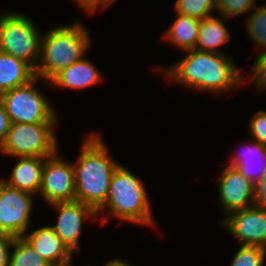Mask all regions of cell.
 Masks as SVG:
<instances>
[{"label": "cell", "instance_id": "6da1fadb", "mask_svg": "<svg viewBox=\"0 0 266 266\" xmlns=\"http://www.w3.org/2000/svg\"><path fill=\"white\" fill-rule=\"evenodd\" d=\"M185 56L162 71L168 81L181 84L199 92H209L219 96L247 84L233 59L227 54L204 52L196 49L186 50ZM231 89V90H230Z\"/></svg>", "mask_w": 266, "mask_h": 266}, {"label": "cell", "instance_id": "7a4b0ae2", "mask_svg": "<svg viewBox=\"0 0 266 266\" xmlns=\"http://www.w3.org/2000/svg\"><path fill=\"white\" fill-rule=\"evenodd\" d=\"M81 144L79 157L73 162L76 200L97 212L107 200L112 176L120 163L109 154L99 132L87 133Z\"/></svg>", "mask_w": 266, "mask_h": 266}, {"label": "cell", "instance_id": "3957f363", "mask_svg": "<svg viewBox=\"0 0 266 266\" xmlns=\"http://www.w3.org/2000/svg\"><path fill=\"white\" fill-rule=\"evenodd\" d=\"M147 194L146 186L140 178L120 164L112 176L107 200L97 211L98 218H101L98 219L100 224H105L108 217L113 216L120 220L118 225L120 222H125L155 226L153 209Z\"/></svg>", "mask_w": 266, "mask_h": 266}, {"label": "cell", "instance_id": "277c9868", "mask_svg": "<svg viewBox=\"0 0 266 266\" xmlns=\"http://www.w3.org/2000/svg\"><path fill=\"white\" fill-rule=\"evenodd\" d=\"M88 27L80 20L73 24L51 27L42 34L40 60L35 75L50 81L62 69L82 59L92 47Z\"/></svg>", "mask_w": 266, "mask_h": 266}, {"label": "cell", "instance_id": "5b68a950", "mask_svg": "<svg viewBox=\"0 0 266 266\" xmlns=\"http://www.w3.org/2000/svg\"><path fill=\"white\" fill-rule=\"evenodd\" d=\"M27 15L17 11L0 14V51L36 70L40 60L42 33Z\"/></svg>", "mask_w": 266, "mask_h": 266}, {"label": "cell", "instance_id": "8992f818", "mask_svg": "<svg viewBox=\"0 0 266 266\" xmlns=\"http://www.w3.org/2000/svg\"><path fill=\"white\" fill-rule=\"evenodd\" d=\"M57 123H10L0 154L9 157H50L59 149Z\"/></svg>", "mask_w": 266, "mask_h": 266}, {"label": "cell", "instance_id": "52a82bcc", "mask_svg": "<svg viewBox=\"0 0 266 266\" xmlns=\"http://www.w3.org/2000/svg\"><path fill=\"white\" fill-rule=\"evenodd\" d=\"M35 77L25 85L0 94L11 123H57L58 114L37 85Z\"/></svg>", "mask_w": 266, "mask_h": 266}, {"label": "cell", "instance_id": "ba28073f", "mask_svg": "<svg viewBox=\"0 0 266 266\" xmlns=\"http://www.w3.org/2000/svg\"><path fill=\"white\" fill-rule=\"evenodd\" d=\"M34 195L9 186L0 178V233L22 237L29 229Z\"/></svg>", "mask_w": 266, "mask_h": 266}, {"label": "cell", "instance_id": "9c48e42d", "mask_svg": "<svg viewBox=\"0 0 266 266\" xmlns=\"http://www.w3.org/2000/svg\"><path fill=\"white\" fill-rule=\"evenodd\" d=\"M39 194L49 205L76 200L73 162L61 157L59 150L45 160Z\"/></svg>", "mask_w": 266, "mask_h": 266}, {"label": "cell", "instance_id": "30bf717a", "mask_svg": "<svg viewBox=\"0 0 266 266\" xmlns=\"http://www.w3.org/2000/svg\"><path fill=\"white\" fill-rule=\"evenodd\" d=\"M240 245L266 249V209L253 205L229 213L220 224Z\"/></svg>", "mask_w": 266, "mask_h": 266}, {"label": "cell", "instance_id": "8fae6325", "mask_svg": "<svg viewBox=\"0 0 266 266\" xmlns=\"http://www.w3.org/2000/svg\"><path fill=\"white\" fill-rule=\"evenodd\" d=\"M217 180L218 198L226 217L229 213L254 205L255 183L237 168L221 164Z\"/></svg>", "mask_w": 266, "mask_h": 266}, {"label": "cell", "instance_id": "7c38bea8", "mask_svg": "<svg viewBox=\"0 0 266 266\" xmlns=\"http://www.w3.org/2000/svg\"><path fill=\"white\" fill-rule=\"evenodd\" d=\"M49 206L58 214L55 225L51 224L55 233L73 254L80 252L79 240L83 232V223L87 219L98 218L97 212L91 206L77 200Z\"/></svg>", "mask_w": 266, "mask_h": 266}, {"label": "cell", "instance_id": "4fadbf2b", "mask_svg": "<svg viewBox=\"0 0 266 266\" xmlns=\"http://www.w3.org/2000/svg\"><path fill=\"white\" fill-rule=\"evenodd\" d=\"M52 266H71L73 253L55 233L51 225L30 229L22 236Z\"/></svg>", "mask_w": 266, "mask_h": 266}, {"label": "cell", "instance_id": "5bb4252c", "mask_svg": "<svg viewBox=\"0 0 266 266\" xmlns=\"http://www.w3.org/2000/svg\"><path fill=\"white\" fill-rule=\"evenodd\" d=\"M102 72L85 56L62 69L50 81H46L53 89H84L97 85L103 80Z\"/></svg>", "mask_w": 266, "mask_h": 266}, {"label": "cell", "instance_id": "9a60e30c", "mask_svg": "<svg viewBox=\"0 0 266 266\" xmlns=\"http://www.w3.org/2000/svg\"><path fill=\"white\" fill-rule=\"evenodd\" d=\"M17 162L9 177L2 180L9 186L34 196L39 195L42 171L47 157H15Z\"/></svg>", "mask_w": 266, "mask_h": 266}, {"label": "cell", "instance_id": "2e32d148", "mask_svg": "<svg viewBox=\"0 0 266 266\" xmlns=\"http://www.w3.org/2000/svg\"><path fill=\"white\" fill-rule=\"evenodd\" d=\"M231 152L230 166L237 168L246 178L256 183L266 173V146L250 140Z\"/></svg>", "mask_w": 266, "mask_h": 266}, {"label": "cell", "instance_id": "e0dca14e", "mask_svg": "<svg viewBox=\"0 0 266 266\" xmlns=\"http://www.w3.org/2000/svg\"><path fill=\"white\" fill-rule=\"evenodd\" d=\"M227 19L228 18L221 15H213L200 20L198 40L195 49L204 52L226 54L219 48L231 39L230 32L228 31L230 24L227 23V25H225L226 23H224Z\"/></svg>", "mask_w": 266, "mask_h": 266}, {"label": "cell", "instance_id": "ac0fdd59", "mask_svg": "<svg viewBox=\"0 0 266 266\" xmlns=\"http://www.w3.org/2000/svg\"><path fill=\"white\" fill-rule=\"evenodd\" d=\"M35 70L23 60L0 51V94L27 84Z\"/></svg>", "mask_w": 266, "mask_h": 266}, {"label": "cell", "instance_id": "d6986e66", "mask_svg": "<svg viewBox=\"0 0 266 266\" xmlns=\"http://www.w3.org/2000/svg\"><path fill=\"white\" fill-rule=\"evenodd\" d=\"M200 20L184 14H176L171 26L163 33V40L174 45L178 50L195 49L198 40Z\"/></svg>", "mask_w": 266, "mask_h": 266}, {"label": "cell", "instance_id": "ffe728a7", "mask_svg": "<svg viewBox=\"0 0 266 266\" xmlns=\"http://www.w3.org/2000/svg\"><path fill=\"white\" fill-rule=\"evenodd\" d=\"M255 9L244 20L249 40L259 48L257 56H260L266 54V4Z\"/></svg>", "mask_w": 266, "mask_h": 266}, {"label": "cell", "instance_id": "44dd1931", "mask_svg": "<svg viewBox=\"0 0 266 266\" xmlns=\"http://www.w3.org/2000/svg\"><path fill=\"white\" fill-rule=\"evenodd\" d=\"M9 266H52L30 246L23 237H16L12 245Z\"/></svg>", "mask_w": 266, "mask_h": 266}, {"label": "cell", "instance_id": "7402d4cb", "mask_svg": "<svg viewBox=\"0 0 266 266\" xmlns=\"http://www.w3.org/2000/svg\"><path fill=\"white\" fill-rule=\"evenodd\" d=\"M174 13L184 14L199 20L214 15L216 0H176Z\"/></svg>", "mask_w": 266, "mask_h": 266}, {"label": "cell", "instance_id": "603a6c76", "mask_svg": "<svg viewBox=\"0 0 266 266\" xmlns=\"http://www.w3.org/2000/svg\"><path fill=\"white\" fill-rule=\"evenodd\" d=\"M266 249L241 245L232 257L230 266H265Z\"/></svg>", "mask_w": 266, "mask_h": 266}, {"label": "cell", "instance_id": "cb8c5ba5", "mask_svg": "<svg viewBox=\"0 0 266 266\" xmlns=\"http://www.w3.org/2000/svg\"><path fill=\"white\" fill-rule=\"evenodd\" d=\"M255 0H216V13L230 21L236 16L249 15L256 8Z\"/></svg>", "mask_w": 266, "mask_h": 266}, {"label": "cell", "instance_id": "d4e9b609", "mask_svg": "<svg viewBox=\"0 0 266 266\" xmlns=\"http://www.w3.org/2000/svg\"><path fill=\"white\" fill-rule=\"evenodd\" d=\"M248 126L250 138L266 146V111L259 110L255 112Z\"/></svg>", "mask_w": 266, "mask_h": 266}, {"label": "cell", "instance_id": "484cf974", "mask_svg": "<svg viewBox=\"0 0 266 266\" xmlns=\"http://www.w3.org/2000/svg\"><path fill=\"white\" fill-rule=\"evenodd\" d=\"M254 65L251 66V73L247 82L252 83L256 90L261 92L266 90V54L256 56L254 59Z\"/></svg>", "mask_w": 266, "mask_h": 266}, {"label": "cell", "instance_id": "4316f807", "mask_svg": "<svg viewBox=\"0 0 266 266\" xmlns=\"http://www.w3.org/2000/svg\"><path fill=\"white\" fill-rule=\"evenodd\" d=\"M15 236L8 233H0V266H9L10 253Z\"/></svg>", "mask_w": 266, "mask_h": 266}, {"label": "cell", "instance_id": "83f0119b", "mask_svg": "<svg viewBox=\"0 0 266 266\" xmlns=\"http://www.w3.org/2000/svg\"><path fill=\"white\" fill-rule=\"evenodd\" d=\"M115 1L117 0H81L77 5L84 13L91 15L94 14L96 10L101 11L108 8L114 4Z\"/></svg>", "mask_w": 266, "mask_h": 266}, {"label": "cell", "instance_id": "f1b7e54d", "mask_svg": "<svg viewBox=\"0 0 266 266\" xmlns=\"http://www.w3.org/2000/svg\"><path fill=\"white\" fill-rule=\"evenodd\" d=\"M254 205L266 209V173L255 183Z\"/></svg>", "mask_w": 266, "mask_h": 266}, {"label": "cell", "instance_id": "f546056e", "mask_svg": "<svg viewBox=\"0 0 266 266\" xmlns=\"http://www.w3.org/2000/svg\"><path fill=\"white\" fill-rule=\"evenodd\" d=\"M10 123L9 116L5 111L2 101L0 100V149L6 140Z\"/></svg>", "mask_w": 266, "mask_h": 266}, {"label": "cell", "instance_id": "4dcf8cb0", "mask_svg": "<svg viewBox=\"0 0 266 266\" xmlns=\"http://www.w3.org/2000/svg\"><path fill=\"white\" fill-rule=\"evenodd\" d=\"M90 266V265H87ZM103 266H135L132 263L127 262L126 259L120 257L109 259Z\"/></svg>", "mask_w": 266, "mask_h": 266}, {"label": "cell", "instance_id": "1f68e13d", "mask_svg": "<svg viewBox=\"0 0 266 266\" xmlns=\"http://www.w3.org/2000/svg\"><path fill=\"white\" fill-rule=\"evenodd\" d=\"M81 0H75L74 2H76L77 4L80 2Z\"/></svg>", "mask_w": 266, "mask_h": 266}]
</instances>
